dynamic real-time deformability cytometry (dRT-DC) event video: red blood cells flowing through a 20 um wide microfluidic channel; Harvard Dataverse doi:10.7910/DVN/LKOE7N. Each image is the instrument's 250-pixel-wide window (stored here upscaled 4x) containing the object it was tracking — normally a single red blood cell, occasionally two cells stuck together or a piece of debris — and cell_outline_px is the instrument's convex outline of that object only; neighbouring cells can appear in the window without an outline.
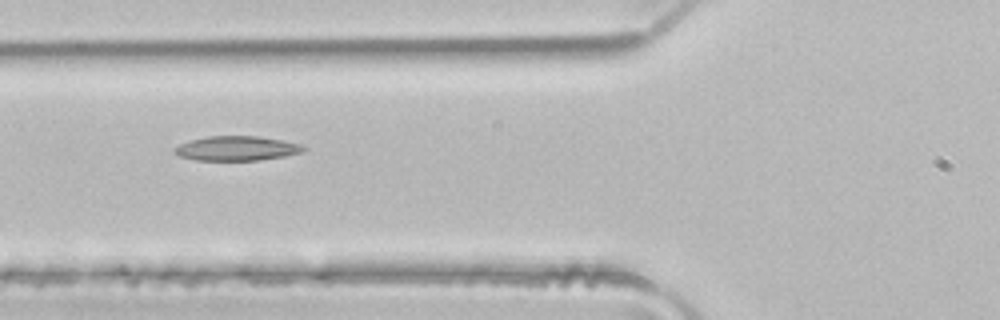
{"species": "common noctule bat (a hibernating species)", "species_latin": "Nyctalus noctula", "temperature_condition": "room temperature", "stored_images_in_passage": 6, "camera_frame_rate_fps": 3000, "um_per_image_px": 0.085, "animal": {"sex": "male", "body_mass_g": 21.5, "forearm_length_mm": 52.0}, "frame": {"image": 1, "passage_image": 6, "time_ms": 1.667, "image_size_px": [1000, 320], "cell_outline_px": [[308, 148], [300, 152], [284, 156], [260, 160], [196, 160], [180, 156], [172, 148], [180, 144], [192, 140], [208, 136], [260, 136], [300, 144]], "centroid_in_image_um": [20.12, 12.61], "position_along_channel_um": 105.7, "area_um2": 18.21}}